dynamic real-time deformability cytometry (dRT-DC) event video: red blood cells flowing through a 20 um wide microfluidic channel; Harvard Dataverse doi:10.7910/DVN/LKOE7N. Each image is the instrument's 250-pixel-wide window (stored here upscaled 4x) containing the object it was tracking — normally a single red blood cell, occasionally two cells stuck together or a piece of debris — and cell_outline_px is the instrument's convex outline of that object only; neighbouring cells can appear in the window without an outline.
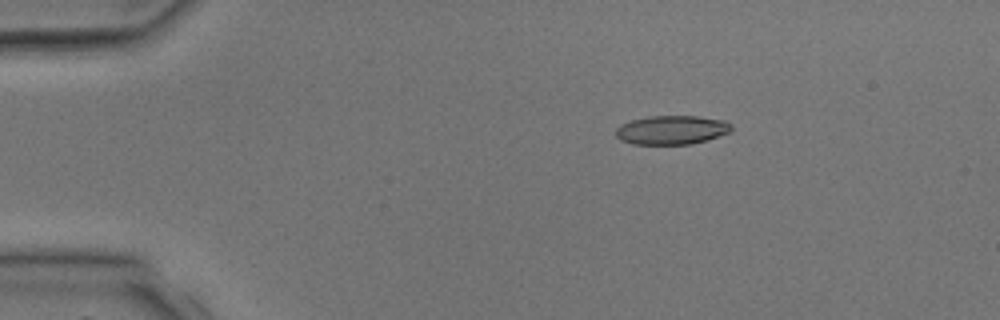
{"species": "common noctule bat (a hibernating species)", "species_latin": "Nyctalus noctula", "temperature_condition": "room temperature", "stored_images_in_passage": 3, "camera_frame_rate_fps": 3000, "um_per_image_px": 0.085, "animal": {"sex": "male", "body_mass_g": 17.9, "forearm_length_mm": 54.2}, "frame": {"image": 1, "passage_image": 2, "time_ms": 2.0, "image_size_px": [1000, 320], "cell_outline_px": [[732, 132], [708, 140], [692, 144], [632, 144], [620, 140], [616, 136], [616, 128], [620, 124], [632, 120], [648, 116], [696, 116], [724, 120], [732, 124]], "centroid_in_image_um": [57.12, 11.05], "position_along_channel_um": 27.9, "area_um2": 19.71}}